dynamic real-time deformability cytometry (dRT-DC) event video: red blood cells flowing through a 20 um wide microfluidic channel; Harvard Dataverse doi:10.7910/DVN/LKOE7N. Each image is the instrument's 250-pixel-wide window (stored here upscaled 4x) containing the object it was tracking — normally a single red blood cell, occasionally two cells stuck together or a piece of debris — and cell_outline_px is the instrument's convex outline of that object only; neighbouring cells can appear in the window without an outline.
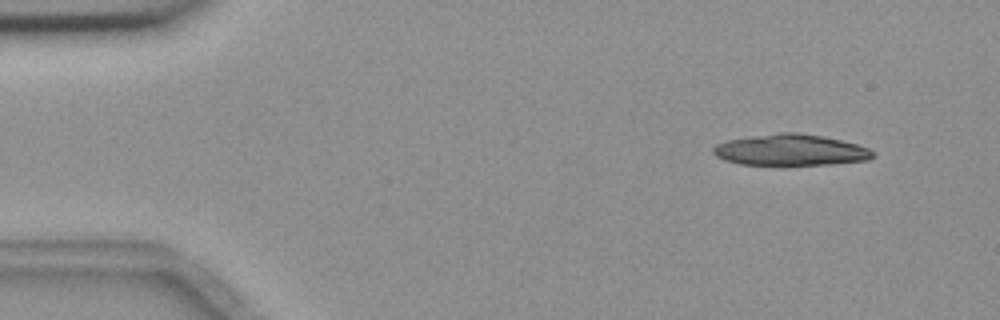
{"species": "common noctule bat (a hibernating species)", "species_latin": "Nyctalus noctula", "temperature_condition": "room temperature", "stored_images_in_passage": 7, "camera_frame_rate_fps": 3000, "um_per_image_px": 0.085, "animal": {"sex": "female", "body_mass_g": 18.4}, "frame": {"image": 1, "passage_image": 1, "time_ms": 0.0, "image_size_px": [1000, 320], "cell_outline_px": [[876, 156], [868, 160], [828, 164], [784, 168], [740, 164], [724, 160], [716, 156], [712, 152], [712, 148], [716, 144], [728, 140], [748, 136], [780, 132], [796, 132], [824, 136], [856, 144], [868, 148], [876, 152]], "centroid_in_image_um": [67.17, 12.79], "position_along_channel_um": 17.8, "area_um2": 30.29}}
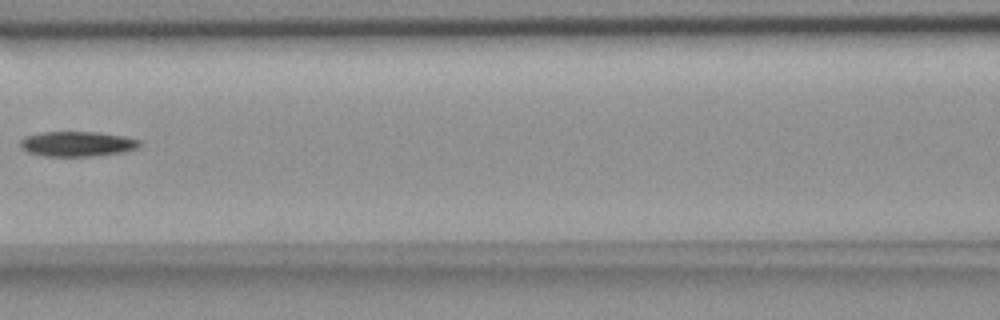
{"frame": {"image": 2, "passage_image": 6, "time_ms": 6.667, "image_size_px": [1000, 320], "cell_outline_px": [[140, 148], [124, 152], [96, 156], [44, 156], [28, 152], [20, 148], [20, 140], [24, 136], [44, 132], [96, 132], [124, 136], [140, 140]], "centroid_in_image_um": [6.57, 12.24], "position_along_channel_um": 160.0, "area_um2": 17.57}}
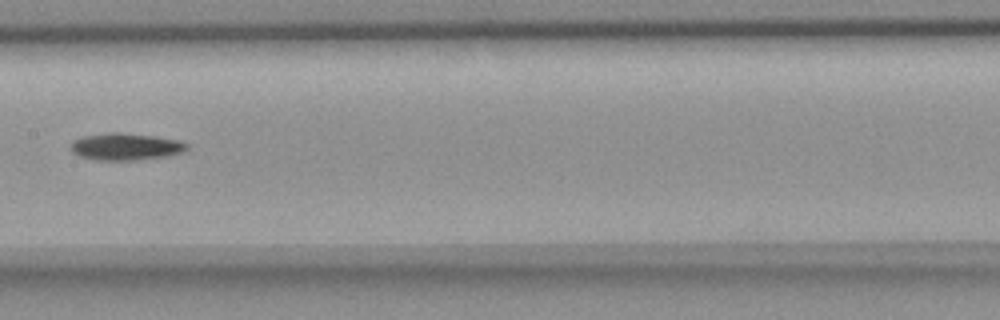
{"frame": {"image": 3, "passage_image": 7, "time_ms": 7.667, "image_size_px": [1000, 320], "cell_outline_px": [[188, 148], [184, 152], [168, 156], [136, 160], [96, 160], [80, 156], [72, 152], [72, 140], [84, 136], [108, 132], [120, 132], [152, 136], [180, 140], [188, 144]], "centroid_in_image_um": [10.71, 12.46], "position_along_channel_um": 196.7, "area_um2": 18.32}}